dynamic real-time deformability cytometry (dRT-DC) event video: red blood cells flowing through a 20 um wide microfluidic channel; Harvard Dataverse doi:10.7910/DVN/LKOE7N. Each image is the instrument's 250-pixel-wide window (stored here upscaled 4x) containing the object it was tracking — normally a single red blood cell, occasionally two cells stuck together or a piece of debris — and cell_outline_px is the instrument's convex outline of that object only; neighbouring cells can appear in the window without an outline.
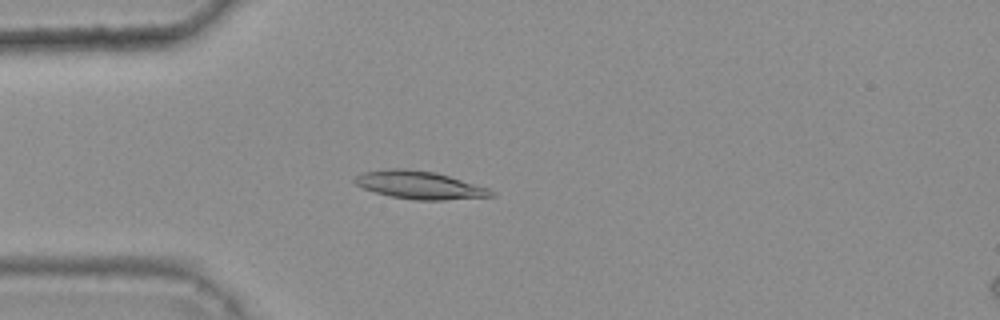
{"species": "common noctule bat (a hibernating species)", "species_latin": "Nyctalus noctula", "temperature_condition": "warm", "stored_images_in_passage": 46, "camera_frame_rate_fps": 3000, "um_per_image_px": 0.085, "animal": {"sex": "female", "body_mass_g": 25.1}, "frame": {"image": 1, "passage_image": 15, "time_ms": 4.667, "image_size_px": [1000, 320], "cell_outline_px": [[496, 196], [444, 200], [416, 200], [392, 196], [376, 192], [364, 188], [356, 184], [352, 180], [356, 176], [364, 172], [392, 168], [404, 168], [436, 172], [488, 188], [496, 192]], "centroid_in_image_um": [35.69, 15.73], "position_along_channel_um": 49.3, "area_um2": 22.02}}
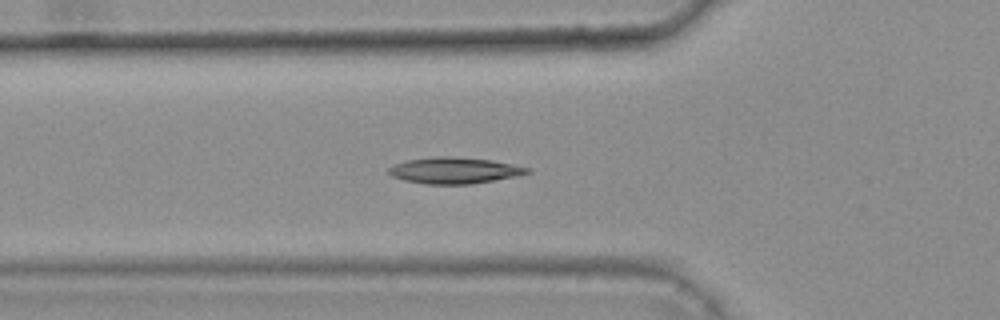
{"frame": {"image": 2, "passage_image": 19, "time_ms": 6.0, "image_size_px": [1000, 320], "cell_outline_px": [[532, 172], [492, 180], [468, 184], [424, 184], [404, 180], [392, 176], [388, 172], [388, 168], [396, 164], [408, 160], [436, 156], [452, 156], [492, 160], [532, 168]], "centroid_in_image_um": [38.61, 14.48], "position_along_channel_um": 87.2, "area_um2": 20.98}}
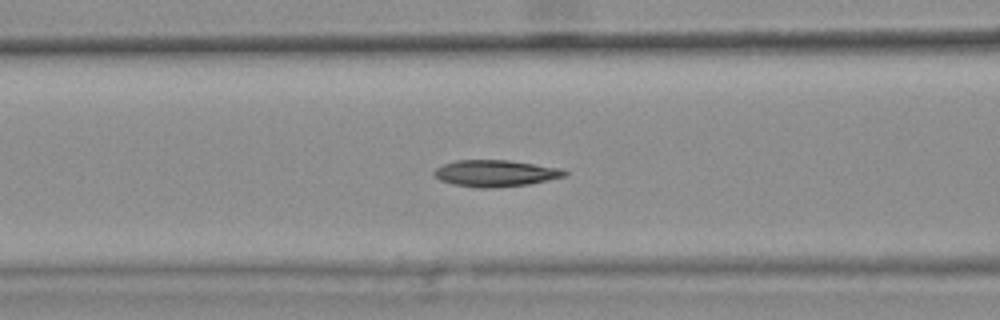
{"frame": {"image": 3, "passage_image": 22, "time_ms": 7.0, "image_size_px": [1000, 320], "cell_outline_px": [[568, 172], [564, 176], [548, 180], [528, 184], [496, 188], [476, 188], [452, 184], [440, 180], [432, 172], [436, 168], [444, 164], [456, 160], [508, 160], [560, 168]], "centroid_in_image_um": [42.08, 14.73], "position_along_channel_um": 124.5, "area_um2": 20.17}, "authors_computed_cell_mechanics": {"area_um2": 20.2589, "velocity_mm_per_s": 3.6942, "shape_relaxation_time_tau1_ms": 10.8426, "shape_relaxation_time_tau2_ms": 2.7523, "deformation_change_tau1": 0.2367, "deformation_change_tau2": 0.079}}